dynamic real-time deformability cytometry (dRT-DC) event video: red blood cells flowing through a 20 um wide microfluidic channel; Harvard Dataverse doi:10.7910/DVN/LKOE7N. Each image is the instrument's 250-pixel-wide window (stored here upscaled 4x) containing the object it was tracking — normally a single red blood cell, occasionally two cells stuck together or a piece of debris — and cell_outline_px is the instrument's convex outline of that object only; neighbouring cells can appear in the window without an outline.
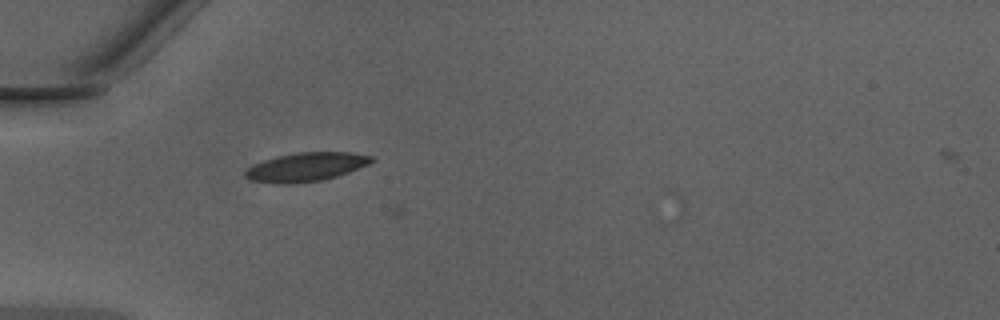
{"species": "Egyptian fruit bat (a non-hibernating species)", "species_latin": "Rousettus aegyptiacus", "temperature_condition": "warm", "stored_images_in_passage": 2, "camera_frame_rate_fps": 3000, "um_per_image_px": 0.085, "animal": {"sex": "male"}, "frame": {"image": 1, "passage_image": 1, "time_ms": 0.0, "image_size_px": [1000, 320], "cell_outline_px": [[376, 160], [368, 164], [348, 172], [336, 176], [320, 180], [292, 184], [276, 184], [248, 180], [244, 176], [244, 172], [252, 164], [276, 156], [296, 152], [348, 152], [372, 156]], "centroid_in_image_um": [25.96, 14.19], "position_along_channel_um": 59.0, "area_um2": 21.27}}